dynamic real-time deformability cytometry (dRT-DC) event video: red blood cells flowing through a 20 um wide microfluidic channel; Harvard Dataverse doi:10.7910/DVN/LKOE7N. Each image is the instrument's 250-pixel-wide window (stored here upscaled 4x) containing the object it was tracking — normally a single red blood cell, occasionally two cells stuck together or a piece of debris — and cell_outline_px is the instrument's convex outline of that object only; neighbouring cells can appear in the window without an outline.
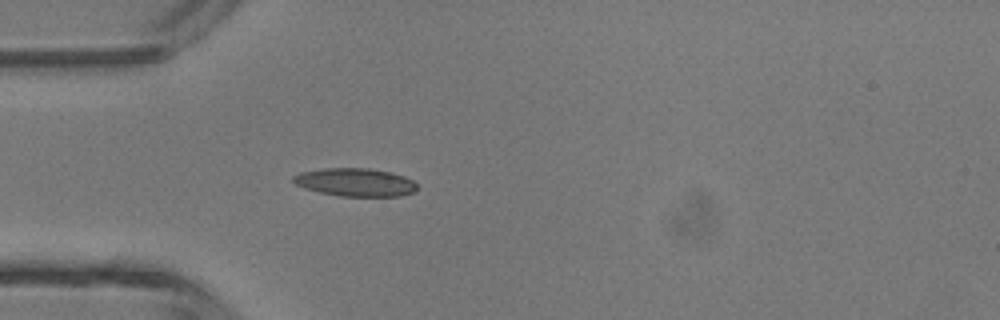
{"species": "common noctule bat (a hibernating species)", "species_latin": "Nyctalus noctula", "temperature_condition": "room temperature", "stored_images_in_passage": 35, "camera_frame_rate_fps": 3000, "um_per_image_px": 0.085, "animal": {"sex": "male", "body_mass_g": 13.3}, "frame": {"image": 1, "passage_image": 2, "time_ms": 0.333, "image_size_px": [1000, 320], "cell_outline_px": [[416, 192], [400, 196], [340, 196], [320, 192], [304, 188], [296, 184], [292, 180], [292, 176], [300, 172], [324, 168], [368, 168], [388, 172], [404, 176], [412, 180], [416, 184]], "centroid_in_image_um": [30.19, 15.49], "position_along_channel_um": 54.8, "area_um2": 20.23}}
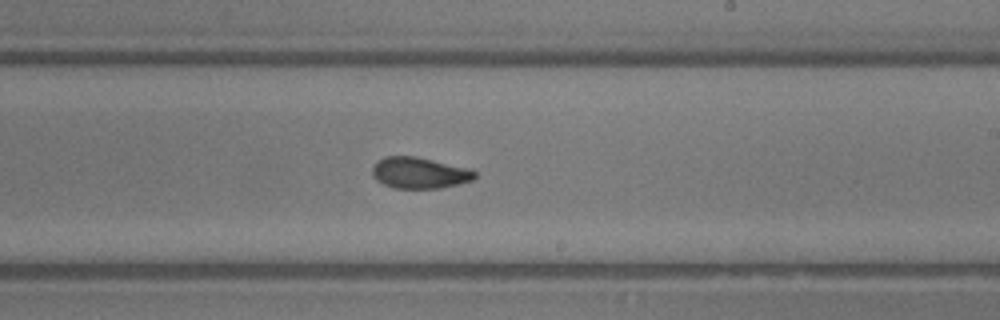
{"frame": {"image": 2, "passage_image": 16, "time_ms": 5.0, "image_size_px": [1000, 320], "cell_outline_px": [[476, 176], [472, 180], [440, 188], [392, 188], [376, 180], [372, 176], [372, 168], [384, 156], [416, 156], [472, 168], [476, 172]], "centroid_in_image_um": [35.67, 14.68], "position_along_channel_um": 253.3, "area_um2": 18.73}}
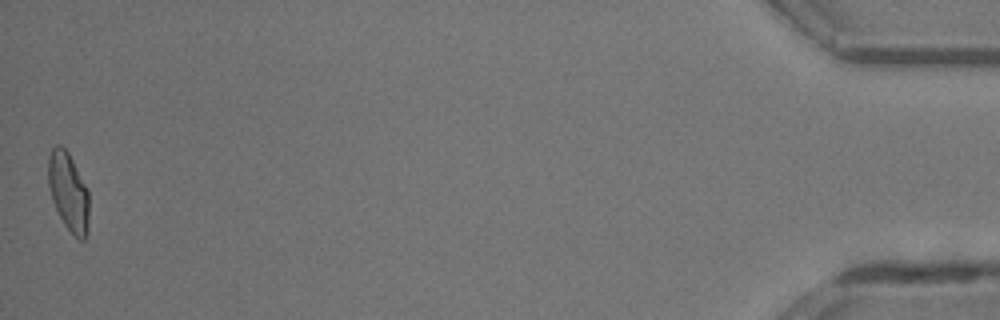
{"frame": {"image": 3, "passage_image": 35, "time_ms": 11.333, "image_size_px": [1000, 320], "cell_outline_px": [[88, 232], [84, 240], [80, 240], [64, 224], [52, 200], [48, 184], [48, 156], [52, 148], [56, 144], [60, 144], [68, 152], [88, 188]], "centroid_in_image_um": [5.81, 16.27], "position_along_channel_um": 429.4, "area_um2": 18.61}, "authors_computed_cell_mechanics": {"area_um2": 18.6116, "velocity_mm_per_s": 4.3752, "shape_relaxation_time_tau1_ms": 3.1054, "shape_relaxation_time_tau2_ms": 1.6892, "deformation_change_tau1": 0.146, "deformation_change_tau2": 0.0846}}